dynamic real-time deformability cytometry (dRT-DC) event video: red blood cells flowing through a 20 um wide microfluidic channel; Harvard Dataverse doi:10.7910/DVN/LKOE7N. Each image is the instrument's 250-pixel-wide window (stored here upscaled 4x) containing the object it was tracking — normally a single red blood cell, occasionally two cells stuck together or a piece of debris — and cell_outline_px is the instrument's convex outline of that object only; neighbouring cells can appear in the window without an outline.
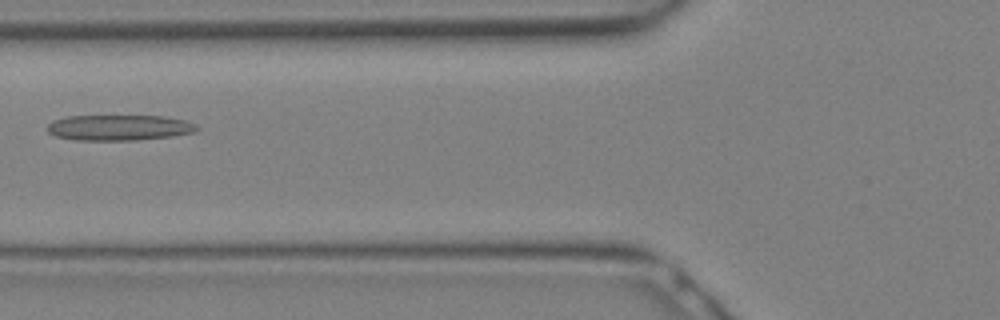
{"species": "Egyptian fruit bat (a non-hibernating species)", "species_latin": "Rousettus aegyptiacus", "temperature_condition": "warm", "stored_images_in_passage": 7, "camera_frame_rate_fps": 3000, "um_per_image_px": 0.085, "animal": {"sex": "female"}, "frame": {"image": 1, "passage_image": 6, "time_ms": 1.667, "image_size_px": [1000, 320], "cell_outline_px": [[200, 128], [196, 132], [172, 136], [136, 140], [76, 140], [56, 136], [48, 132], [48, 124], [52, 120], [64, 116], [164, 116], [184, 120], [196, 124]], "centroid_in_image_um": [10.13, 10.84], "position_along_channel_um": 115.7, "area_um2": 22.43}}